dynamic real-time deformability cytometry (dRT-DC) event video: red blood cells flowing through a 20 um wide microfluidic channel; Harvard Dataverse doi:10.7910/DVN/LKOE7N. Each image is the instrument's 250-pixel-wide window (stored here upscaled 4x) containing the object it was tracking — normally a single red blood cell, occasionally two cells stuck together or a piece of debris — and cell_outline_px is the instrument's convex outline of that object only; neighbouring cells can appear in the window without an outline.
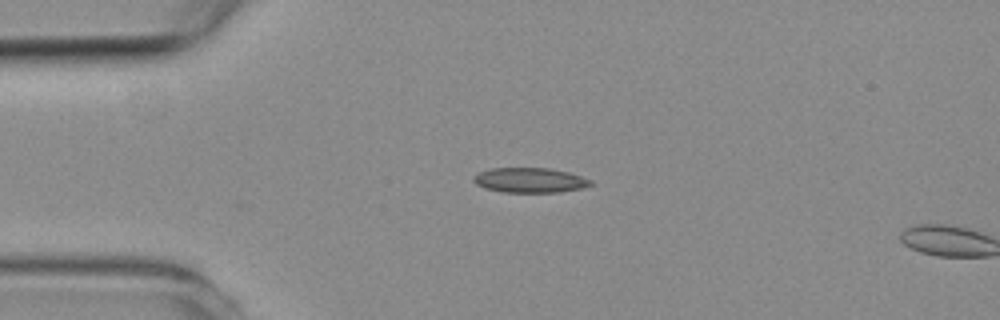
{"species": "common noctule bat (a hibernating species)", "species_latin": "Nyctalus noctula", "temperature_condition": "room temperature", "stored_images_in_passage": 3, "camera_frame_rate_fps": 3000, "um_per_image_px": 0.085, "animal": {"sex": "female", "body_mass_g": 19.3, "forearm_length_mm": 54.1}, "frame": {"image": 1, "passage_image": 2, "time_ms": 2.0, "image_size_px": [1000, 320], "cell_outline_px": [[592, 184], [584, 188], [560, 192], [504, 192], [484, 188], [476, 184], [472, 180], [472, 176], [488, 168], [548, 168], [568, 172], [592, 180]], "centroid_in_image_um": [45.02, 15.32], "position_along_channel_um": 40.0, "area_um2": 17.05}}